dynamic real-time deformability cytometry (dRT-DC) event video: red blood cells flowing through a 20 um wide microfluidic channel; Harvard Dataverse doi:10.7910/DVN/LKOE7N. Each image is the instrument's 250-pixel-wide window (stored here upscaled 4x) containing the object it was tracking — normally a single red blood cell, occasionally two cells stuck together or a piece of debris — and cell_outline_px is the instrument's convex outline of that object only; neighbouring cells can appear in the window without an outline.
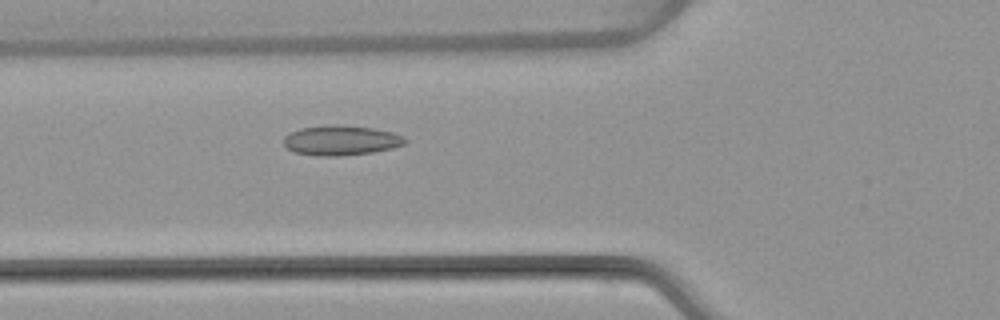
{"species": "common noctule bat (a hibernating species)", "species_latin": "Nyctalus noctula", "temperature_condition": "warm", "stored_images_in_passage": 43, "camera_frame_rate_fps": 3000, "um_per_image_px": 0.085, "animal": {"sex": "female", "body_mass_g": 22.7, "forearm_length_mm": 54.2}, "frame": {"image": 1, "passage_image": 11, "time_ms": 3.333, "image_size_px": [1000, 320], "cell_outline_px": [[408, 140], [404, 144], [392, 148], [372, 152], [336, 156], [316, 156], [296, 152], [288, 148], [284, 144], [284, 136], [288, 132], [300, 128], [328, 124], [336, 124], [372, 128], [392, 132], [404, 136]], "centroid_in_image_um": [28.97, 11.92], "position_along_channel_um": 96.8, "area_um2": 21.21}}
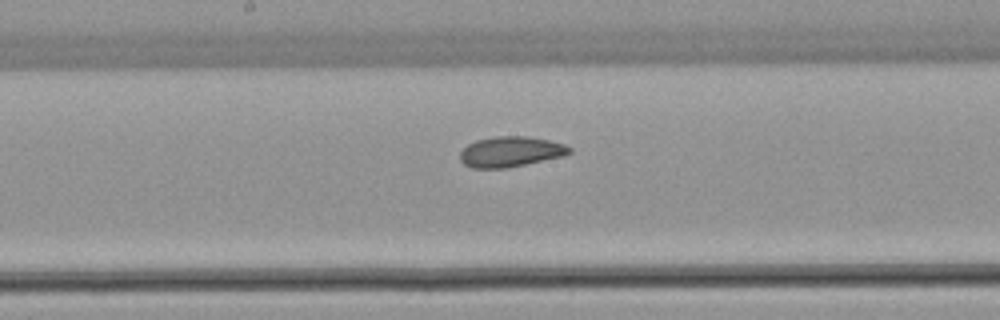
{"frame": {"image": 2, "passage_image": 19, "time_ms": 6.0, "image_size_px": [1000, 320], "cell_outline_px": [[572, 152], [564, 156], [508, 168], [472, 168], [464, 164], [460, 160], [460, 152], [468, 144], [476, 140], [496, 136], [528, 136], [548, 140], [564, 144], [572, 148]], "centroid_in_image_um": [43.41, 12.9], "position_along_channel_um": 204.8, "area_um2": 19.48}}
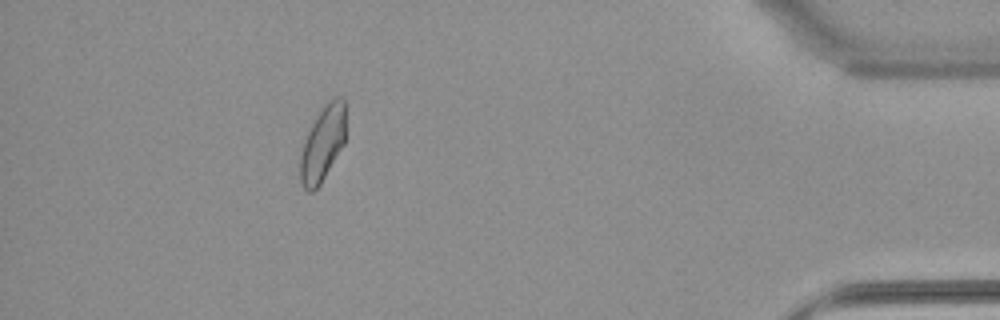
{"frame": {"image": 3, "passage_image": 38, "time_ms": 12.333, "image_size_px": [1000, 320], "cell_outline_px": [[344, 144], [320, 184], [312, 192], [308, 192], [304, 188], [300, 180], [300, 156], [304, 140], [316, 116], [324, 104], [328, 100], [336, 96], [340, 96], [344, 100]], "centroid_in_image_um": [27.41, 12.2], "position_along_channel_um": 407.8, "area_um2": 19.71}, "authors_computed_cell_mechanics": {"area_um2": 19.8832, "velocity_mm_per_s": 4.0481, "shape_relaxation_time_tau1_ms": null, "shape_relaxation_time_tau2_ms": 2.605, "deformation_change_tau1": null, "deformation_change_tau2": 0.0576}}